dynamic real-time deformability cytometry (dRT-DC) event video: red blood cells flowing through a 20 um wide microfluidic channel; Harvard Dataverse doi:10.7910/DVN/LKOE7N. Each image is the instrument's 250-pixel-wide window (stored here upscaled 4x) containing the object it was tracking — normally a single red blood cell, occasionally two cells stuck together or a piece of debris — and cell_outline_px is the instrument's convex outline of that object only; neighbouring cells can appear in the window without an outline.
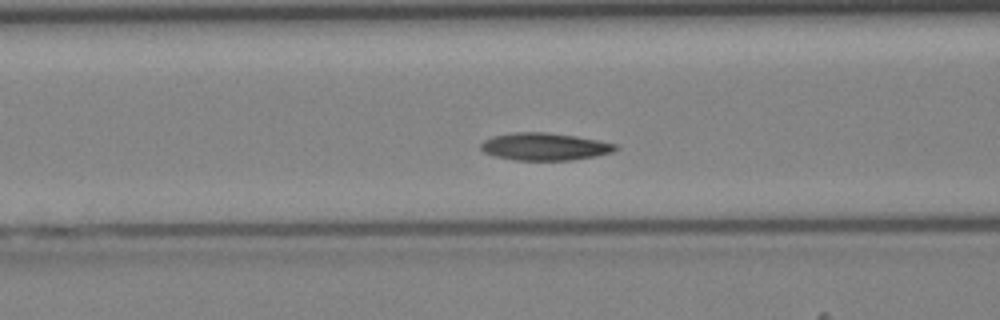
{"species": "Egyptian fruit bat (a non-hibernating species)", "species_latin": "Rousettus aegyptiacus", "temperature_condition": "cold", "stored_images_in_passage": 31, "camera_frame_rate_fps": 3000, "um_per_image_px": 0.085, "animal": {"sex": "female"}, "frame": {"image": 1, "passage_image": 5, "time_ms": 1.333, "image_size_px": [1000, 320], "cell_outline_px": [[620, 148], [612, 152], [596, 156], [572, 160], [512, 160], [496, 156], [484, 152], [480, 148], [480, 144], [484, 140], [492, 136], [512, 132], [548, 132], [576, 136], [600, 140], [616, 144]], "centroid_in_image_um": [46.31, 12.45], "position_along_channel_um": 120.3, "area_um2": 21.73}}
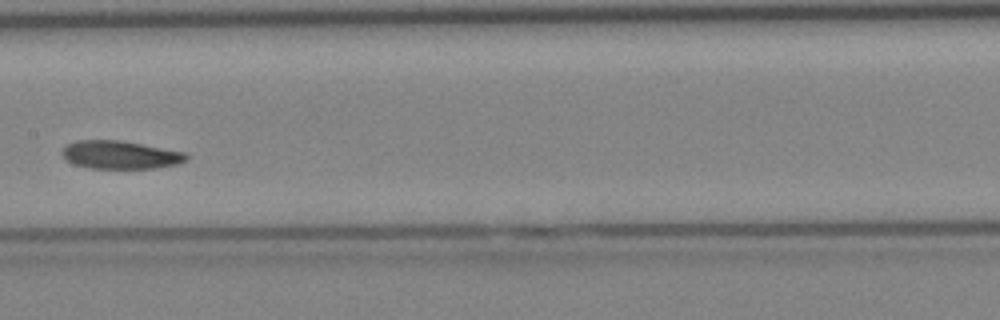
{"frame": {"image": 2, "passage_image": 10, "time_ms": 3.0, "image_size_px": [1000, 320], "cell_outline_px": [[188, 160], [180, 164], [156, 168], [88, 168], [76, 164], [68, 160], [60, 152], [68, 144], [76, 140], [120, 140], [184, 152], [188, 156]], "centroid_in_image_um": [10.25, 13.16], "position_along_channel_um": 197.1, "area_um2": 20.23}}
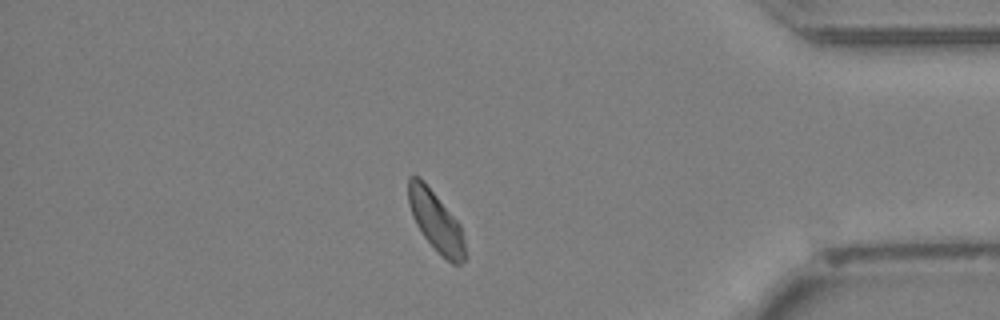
{"frame": {"image": 3, "passage_image": 25, "time_ms": 8.0, "image_size_px": [1000, 320], "cell_outline_px": [[468, 256], [460, 264], [452, 264], [424, 236], [416, 224], [412, 216], [408, 204], [408, 176], [420, 176], [424, 180], [460, 224]], "centroid_in_image_um": [37.05, 18.78], "position_along_channel_um": 398.1, "area_um2": 19.77}}